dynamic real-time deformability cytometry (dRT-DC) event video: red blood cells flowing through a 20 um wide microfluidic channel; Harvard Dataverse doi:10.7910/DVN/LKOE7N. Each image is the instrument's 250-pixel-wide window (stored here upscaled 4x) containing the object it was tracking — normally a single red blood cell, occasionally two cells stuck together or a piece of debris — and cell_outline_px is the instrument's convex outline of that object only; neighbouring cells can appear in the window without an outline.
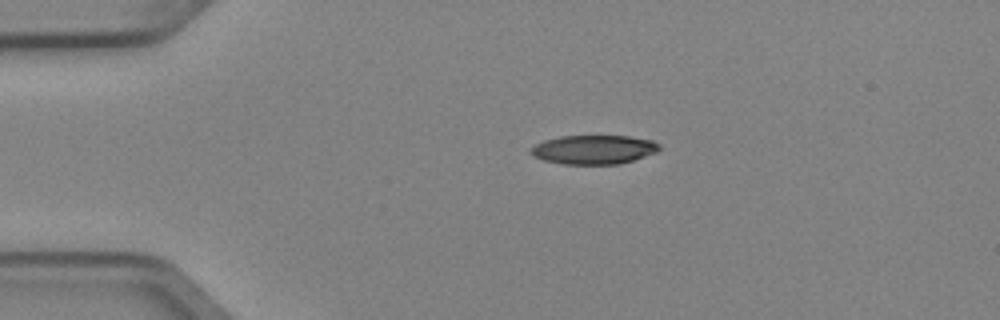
{"species": "Egyptian fruit bat (a non-hibernating species)", "species_latin": "Rousettus aegyptiacus", "temperature_condition": "cold", "stored_images_in_passage": 5, "camera_frame_rate_fps": 3000, "um_per_image_px": 0.085, "animal": {"sex": "female"}, "frame": {"image": 1, "passage_image": 5, "time_ms": 1.333, "image_size_px": [1000, 320], "cell_outline_px": [[660, 148], [656, 152], [620, 164], [564, 164], [544, 160], [528, 152], [528, 148], [544, 140], [560, 136], [628, 136], [652, 140], [660, 144]], "centroid_in_image_um": [50.45, 12.71], "position_along_channel_um": 34.6, "area_um2": 21.68}}